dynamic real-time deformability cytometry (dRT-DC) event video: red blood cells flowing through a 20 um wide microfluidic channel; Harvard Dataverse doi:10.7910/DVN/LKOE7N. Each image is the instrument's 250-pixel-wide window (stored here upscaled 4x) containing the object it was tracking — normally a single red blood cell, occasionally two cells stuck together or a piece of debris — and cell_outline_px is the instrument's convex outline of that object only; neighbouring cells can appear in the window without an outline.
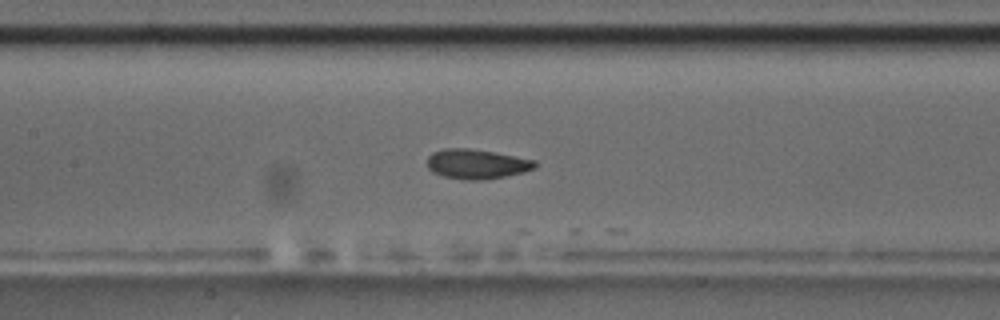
{"species": "common noctule bat (a hibernating species)", "species_latin": "Nyctalus noctula", "temperature_condition": "room temperature", "stored_images_in_passage": 10, "camera_frame_rate_fps": 3000, "um_per_image_px": 0.085, "animal": {"sex": "male", "body_mass_g": 17.5, "forearm_length_mm": 52.3}, "frame": {"image": 1, "passage_image": 9, "time_ms": 2.667, "image_size_px": [1000, 320], "cell_outline_px": [[536, 168], [524, 172], [484, 180], [464, 180], [444, 176], [432, 172], [428, 168], [428, 156], [432, 152], [444, 148], [468, 148], [492, 152], [536, 160]], "centroid_in_image_um": [40.5, 13.94], "position_along_channel_um": 166.9, "area_um2": 18.61}}